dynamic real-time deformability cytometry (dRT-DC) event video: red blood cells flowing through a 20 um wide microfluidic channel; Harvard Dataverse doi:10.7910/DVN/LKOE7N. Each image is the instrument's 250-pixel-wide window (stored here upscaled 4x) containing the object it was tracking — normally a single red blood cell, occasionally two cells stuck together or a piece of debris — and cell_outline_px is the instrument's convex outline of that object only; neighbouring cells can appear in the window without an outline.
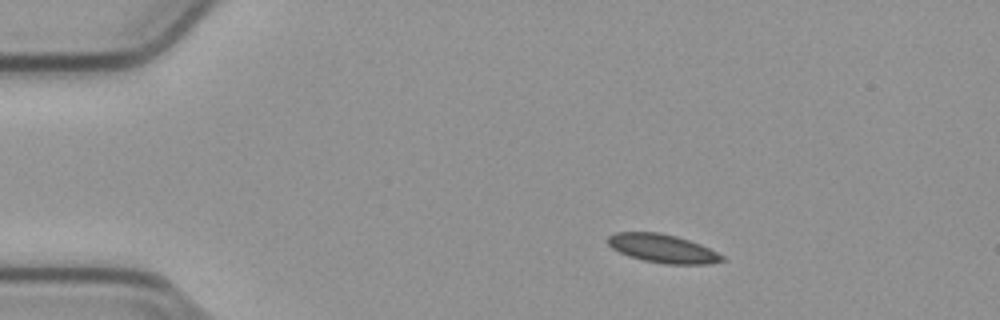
{"species": "common noctule bat (a hibernating species)", "species_latin": "Nyctalus noctula", "temperature_condition": "cold", "stored_images_in_passage": 54, "camera_frame_rate_fps": 3000, "um_per_image_px": 0.085, "animal": {"sex": "male", "body_mass_g": 23.1, "forearm_length_mm": 52.7}, "frame": {"image": 1, "passage_image": 9, "time_ms": 2.667, "image_size_px": [1000, 320], "cell_outline_px": [[728, 260], [708, 264], [664, 264], [644, 260], [628, 256], [612, 248], [608, 244], [608, 236], [616, 232], [660, 232], [676, 236], [700, 244], [724, 256]], "centroid_in_image_um": [56.34, 21.12], "position_along_channel_um": 28.7, "area_um2": 18.96}}
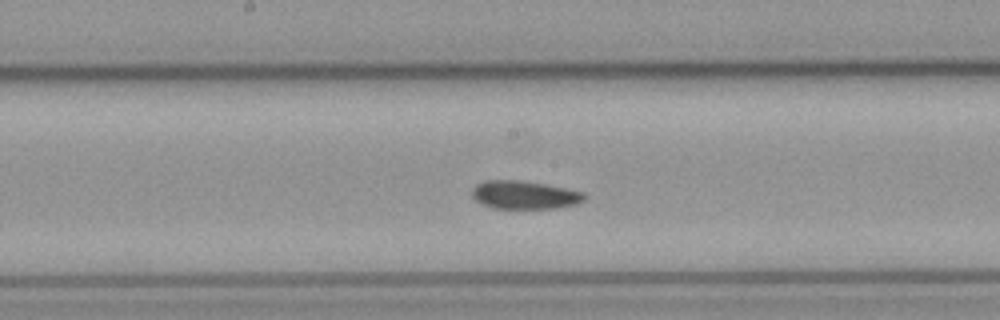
{"frame": {"image": 2, "passage_image": 28, "time_ms": 9.0, "image_size_px": [1000, 320], "cell_outline_px": [[588, 196], [584, 200], [576, 204], [556, 208], [492, 208], [476, 200], [472, 196], [472, 188], [476, 184], [484, 180], [524, 180], [584, 192]], "centroid_in_image_um": [44.58, 16.56], "position_along_channel_um": 203.6, "area_um2": 18.5}}
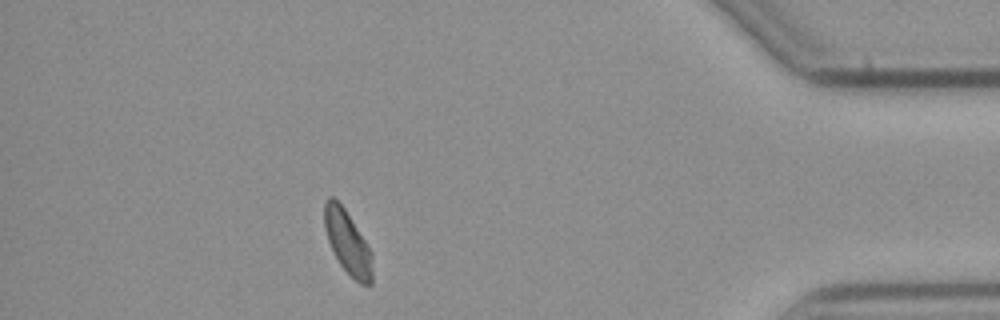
{"frame": {"image": 3, "passage_image": 48, "time_ms": 15.667, "image_size_px": [1000, 320], "cell_outline_px": [[372, 284], [360, 284], [340, 264], [328, 240], [324, 228], [324, 204], [328, 196], [332, 196], [344, 208], [372, 252]], "centroid_in_image_um": [29.54, 20.59], "position_along_channel_um": 405.7, "area_um2": 17.34}, "authors_computed_cell_mechanics": {"area_um2": 18.7272, "velocity_mm_per_s": 3.7594, "shape_relaxation_time_tau1_ms": null, "shape_relaxation_time_tau2_ms": 3.5652, "deformation_change_tau1": null, "deformation_change_tau2": 0.0695}}